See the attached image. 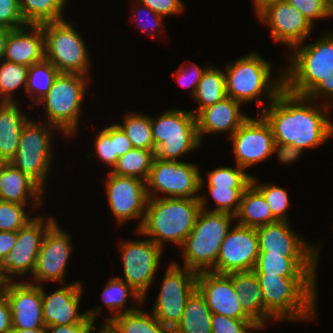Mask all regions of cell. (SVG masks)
Wrapping results in <instances>:
<instances>
[{"label":"cell","instance_id":"obj_1","mask_svg":"<svg viewBox=\"0 0 333 333\" xmlns=\"http://www.w3.org/2000/svg\"><path fill=\"white\" fill-rule=\"evenodd\" d=\"M260 113L270 124L275 143L316 148L333 136V122L324 104L283 88ZM328 110V111H327Z\"/></svg>","mask_w":333,"mask_h":333},{"label":"cell","instance_id":"obj_2","mask_svg":"<svg viewBox=\"0 0 333 333\" xmlns=\"http://www.w3.org/2000/svg\"><path fill=\"white\" fill-rule=\"evenodd\" d=\"M290 50L288 68L283 71L284 88L290 93L307 96L333 107V33L316 42L296 45ZM292 51V52H291ZM286 71V72H285ZM330 100V101H329Z\"/></svg>","mask_w":333,"mask_h":333},{"label":"cell","instance_id":"obj_3","mask_svg":"<svg viewBox=\"0 0 333 333\" xmlns=\"http://www.w3.org/2000/svg\"><path fill=\"white\" fill-rule=\"evenodd\" d=\"M256 275L265 296V310L275 321L316 319L317 277Z\"/></svg>","mask_w":333,"mask_h":333},{"label":"cell","instance_id":"obj_4","mask_svg":"<svg viewBox=\"0 0 333 333\" xmlns=\"http://www.w3.org/2000/svg\"><path fill=\"white\" fill-rule=\"evenodd\" d=\"M200 210L199 198H148L143 222L136 233L150 236L162 249L165 241L176 244L180 249Z\"/></svg>","mask_w":333,"mask_h":333},{"label":"cell","instance_id":"obj_5","mask_svg":"<svg viewBox=\"0 0 333 333\" xmlns=\"http://www.w3.org/2000/svg\"><path fill=\"white\" fill-rule=\"evenodd\" d=\"M201 210L195 225L180 249L183 266L196 273L211 271L216 265L220 246L232 227L235 215L206 210L207 197H199Z\"/></svg>","mask_w":333,"mask_h":333},{"label":"cell","instance_id":"obj_6","mask_svg":"<svg viewBox=\"0 0 333 333\" xmlns=\"http://www.w3.org/2000/svg\"><path fill=\"white\" fill-rule=\"evenodd\" d=\"M271 69V62L256 52L248 53L227 64L224 70L227 97L241 104L256 99L259 107L264 104L260 95L265 93L264 96H267L265 98L268 100L266 102L271 103L284 88L283 72L279 78L272 79Z\"/></svg>","mask_w":333,"mask_h":333},{"label":"cell","instance_id":"obj_7","mask_svg":"<svg viewBox=\"0 0 333 333\" xmlns=\"http://www.w3.org/2000/svg\"><path fill=\"white\" fill-rule=\"evenodd\" d=\"M90 79L78 73H59L53 85L38 104H44L47 122L66 137L78 131L81 106Z\"/></svg>","mask_w":333,"mask_h":333},{"label":"cell","instance_id":"obj_8","mask_svg":"<svg viewBox=\"0 0 333 333\" xmlns=\"http://www.w3.org/2000/svg\"><path fill=\"white\" fill-rule=\"evenodd\" d=\"M155 157L179 161V157L201 145L196 116L189 110L170 109L151 118Z\"/></svg>","mask_w":333,"mask_h":333},{"label":"cell","instance_id":"obj_9","mask_svg":"<svg viewBox=\"0 0 333 333\" xmlns=\"http://www.w3.org/2000/svg\"><path fill=\"white\" fill-rule=\"evenodd\" d=\"M45 59L60 73L90 74V55L81 35L65 19L41 24ZM87 74V75H86Z\"/></svg>","mask_w":333,"mask_h":333},{"label":"cell","instance_id":"obj_10","mask_svg":"<svg viewBox=\"0 0 333 333\" xmlns=\"http://www.w3.org/2000/svg\"><path fill=\"white\" fill-rule=\"evenodd\" d=\"M50 126V127H49ZM48 127V128H47ZM57 127L29 119L23 126L19 145L9 161L14 167L34 180L43 190L52 166V132ZM54 128V129H52Z\"/></svg>","mask_w":333,"mask_h":333},{"label":"cell","instance_id":"obj_11","mask_svg":"<svg viewBox=\"0 0 333 333\" xmlns=\"http://www.w3.org/2000/svg\"><path fill=\"white\" fill-rule=\"evenodd\" d=\"M200 179L197 164L155 157L145 181L147 195L148 198H157V193L161 192L165 198H199Z\"/></svg>","mask_w":333,"mask_h":333},{"label":"cell","instance_id":"obj_12","mask_svg":"<svg viewBox=\"0 0 333 333\" xmlns=\"http://www.w3.org/2000/svg\"><path fill=\"white\" fill-rule=\"evenodd\" d=\"M165 271L152 313L172 331L181 320L187 298L196 289L197 273L174 261Z\"/></svg>","mask_w":333,"mask_h":333},{"label":"cell","instance_id":"obj_13","mask_svg":"<svg viewBox=\"0 0 333 333\" xmlns=\"http://www.w3.org/2000/svg\"><path fill=\"white\" fill-rule=\"evenodd\" d=\"M54 217L35 216L17 231L16 243L0 264V282L13 281L12 275L33 274L36 259L47 230L56 222ZM10 275V276H9Z\"/></svg>","mask_w":333,"mask_h":333},{"label":"cell","instance_id":"obj_14","mask_svg":"<svg viewBox=\"0 0 333 333\" xmlns=\"http://www.w3.org/2000/svg\"><path fill=\"white\" fill-rule=\"evenodd\" d=\"M123 277L133 290L145 300L161 263L163 249L151 239L125 241L120 244Z\"/></svg>","mask_w":333,"mask_h":333},{"label":"cell","instance_id":"obj_15","mask_svg":"<svg viewBox=\"0 0 333 333\" xmlns=\"http://www.w3.org/2000/svg\"><path fill=\"white\" fill-rule=\"evenodd\" d=\"M257 116L248 117L229 138L235 164L245 170L273 155L275 140L271 126L260 113Z\"/></svg>","mask_w":333,"mask_h":333},{"label":"cell","instance_id":"obj_16","mask_svg":"<svg viewBox=\"0 0 333 333\" xmlns=\"http://www.w3.org/2000/svg\"><path fill=\"white\" fill-rule=\"evenodd\" d=\"M256 15L270 27L272 38L290 49L305 42L313 31L312 24L286 0L268 3Z\"/></svg>","mask_w":333,"mask_h":333},{"label":"cell","instance_id":"obj_17","mask_svg":"<svg viewBox=\"0 0 333 333\" xmlns=\"http://www.w3.org/2000/svg\"><path fill=\"white\" fill-rule=\"evenodd\" d=\"M108 175L105 189L111 212L120 224L141 217L136 228L138 230L143 222L148 201L145 181L110 172Z\"/></svg>","mask_w":333,"mask_h":333},{"label":"cell","instance_id":"obj_18","mask_svg":"<svg viewBox=\"0 0 333 333\" xmlns=\"http://www.w3.org/2000/svg\"><path fill=\"white\" fill-rule=\"evenodd\" d=\"M259 254L256 228L236 224L224 238L216 265L211 270L219 274L253 270Z\"/></svg>","mask_w":333,"mask_h":333},{"label":"cell","instance_id":"obj_19","mask_svg":"<svg viewBox=\"0 0 333 333\" xmlns=\"http://www.w3.org/2000/svg\"><path fill=\"white\" fill-rule=\"evenodd\" d=\"M70 238L57 221L47 230L32 274L35 285L36 282H65L67 262L73 251Z\"/></svg>","mask_w":333,"mask_h":333},{"label":"cell","instance_id":"obj_20","mask_svg":"<svg viewBox=\"0 0 333 333\" xmlns=\"http://www.w3.org/2000/svg\"><path fill=\"white\" fill-rule=\"evenodd\" d=\"M0 291L6 296L12 313V326L19 329L46 327L42 314L40 284L27 281H6Z\"/></svg>","mask_w":333,"mask_h":333},{"label":"cell","instance_id":"obj_21","mask_svg":"<svg viewBox=\"0 0 333 333\" xmlns=\"http://www.w3.org/2000/svg\"><path fill=\"white\" fill-rule=\"evenodd\" d=\"M259 252L282 255L289 258H317L319 247L303 239L293 231L289 221H276L256 228Z\"/></svg>","mask_w":333,"mask_h":333},{"label":"cell","instance_id":"obj_22","mask_svg":"<svg viewBox=\"0 0 333 333\" xmlns=\"http://www.w3.org/2000/svg\"><path fill=\"white\" fill-rule=\"evenodd\" d=\"M196 289L205 298L211 313L235 319H251L243 311L241 299L227 274L212 271L197 273Z\"/></svg>","mask_w":333,"mask_h":333},{"label":"cell","instance_id":"obj_23","mask_svg":"<svg viewBox=\"0 0 333 333\" xmlns=\"http://www.w3.org/2000/svg\"><path fill=\"white\" fill-rule=\"evenodd\" d=\"M81 285L79 281L73 282V284L60 287L49 295L45 293L44 287L41 285L42 314L46 327L76 324L87 316V312L80 314L78 312L83 291Z\"/></svg>","mask_w":333,"mask_h":333},{"label":"cell","instance_id":"obj_24","mask_svg":"<svg viewBox=\"0 0 333 333\" xmlns=\"http://www.w3.org/2000/svg\"><path fill=\"white\" fill-rule=\"evenodd\" d=\"M241 103L226 97L214 105L202 109L196 115L197 134L202 144L204 134L228 133L229 138L249 117L241 112Z\"/></svg>","mask_w":333,"mask_h":333},{"label":"cell","instance_id":"obj_25","mask_svg":"<svg viewBox=\"0 0 333 333\" xmlns=\"http://www.w3.org/2000/svg\"><path fill=\"white\" fill-rule=\"evenodd\" d=\"M44 58V33L41 25L27 24L11 30L4 60L29 67Z\"/></svg>","mask_w":333,"mask_h":333},{"label":"cell","instance_id":"obj_26","mask_svg":"<svg viewBox=\"0 0 333 333\" xmlns=\"http://www.w3.org/2000/svg\"><path fill=\"white\" fill-rule=\"evenodd\" d=\"M44 190L28 175L9 162H0V201L27 205H42ZM29 199V200H28Z\"/></svg>","mask_w":333,"mask_h":333},{"label":"cell","instance_id":"obj_27","mask_svg":"<svg viewBox=\"0 0 333 333\" xmlns=\"http://www.w3.org/2000/svg\"><path fill=\"white\" fill-rule=\"evenodd\" d=\"M241 299L243 311L261 328L266 321L275 320L265 310V296L260 289L259 280L254 270L236 271L227 274Z\"/></svg>","mask_w":333,"mask_h":333},{"label":"cell","instance_id":"obj_28","mask_svg":"<svg viewBox=\"0 0 333 333\" xmlns=\"http://www.w3.org/2000/svg\"><path fill=\"white\" fill-rule=\"evenodd\" d=\"M317 258H289L259 252L253 270L256 274L283 277H317Z\"/></svg>","mask_w":333,"mask_h":333},{"label":"cell","instance_id":"obj_29","mask_svg":"<svg viewBox=\"0 0 333 333\" xmlns=\"http://www.w3.org/2000/svg\"><path fill=\"white\" fill-rule=\"evenodd\" d=\"M29 119L16 102H0V162L14 157L22 128Z\"/></svg>","mask_w":333,"mask_h":333},{"label":"cell","instance_id":"obj_30","mask_svg":"<svg viewBox=\"0 0 333 333\" xmlns=\"http://www.w3.org/2000/svg\"><path fill=\"white\" fill-rule=\"evenodd\" d=\"M237 224L257 228L278 221L262 193L251 183L242 193Z\"/></svg>","mask_w":333,"mask_h":333},{"label":"cell","instance_id":"obj_31","mask_svg":"<svg viewBox=\"0 0 333 333\" xmlns=\"http://www.w3.org/2000/svg\"><path fill=\"white\" fill-rule=\"evenodd\" d=\"M211 315L205 298L195 289L187 298L181 320L171 333H212Z\"/></svg>","mask_w":333,"mask_h":333},{"label":"cell","instance_id":"obj_32","mask_svg":"<svg viewBox=\"0 0 333 333\" xmlns=\"http://www.w3.org/2000/svg\"><path fill=\"white\" fill-rule=\"evenodd\" d=\"M108 324L114 333H171L154 315L145 313L135 306L125 309Z\"/></svg>","mask_w":333,"mask_h":333},{"label":"cell","instance_id":"obj_33","mask_svg":"<svg viewBox=\"0 0 333 333\" xmlns=\"http://www.w3.org/2000/svg\"><path fill=\"white\" fill-rule=\"evenodd\" d=\"M227 97L224 70L208 66L204 71L193 99L199 108L191 112L196 116L202 109L214 105Z\"/></svg>","mask_w":333,"mask_h":333},{"label":"cell","instance_id":"obj_34","mask_svg":"<svg viewBox=\"0 0 333 333\" xmlns=\"http://www.w3.org/2000/svg\"><path fill=\"white\" fill-rule=\"evenodd\" d=\"M67 0H18L21 15L26 24L41 25L64 20Z\"/></svg>","mask_w":333,"mask_h":333},{"label":"cell","instance_id":"obj_35","mask_svg":"<svg viewBox=\"0 0 333 333\" xmlns=\"http://www.w3.org/2000/svg\"><path fill=\"white\" fill-rule=\"evenodd\" d=\"M155 158V150L133 148L117 159L110 173L147 180Z\"/></svg>","mask_w":333,"mask_h":333},{"label":"cell","instance_id":"obj_36","mask_svg":"<svg viewBox=\"0 0 333 333\" xmlns=\"http://www.w3.org/2000/svg\"><path fill=\"white\" fill-rule=\"evenodd\" d=\"M59 73L58 69L45 58L29 66L25 92L31 96V101L33 100L38 105V102L44 98L52 87L54 79Z\"/></svg>","mask_w":333,"mask_h":333},{"label":"cell","instance_id":"obj_37","mask_svg":"<svg viewBox=\"0 0 333 333\" xmlns=\"http://www.w3.org/2000/svg\"><path fill=\"white\" fill-rule=\"evenodd\" d=\"M122 124H117L130 140L133 148L155 150L152 139L151 116L129 112Z\"/></svg>","mask_w":333,"mask_h":333},{"label":"cell","instance_id":"obj_38","mask_svg":"<svg viewBox=\"0 0 333 333\" xmlns=\"http://www.w3.org/2000/svg\"><path fill=\"white\" fill-rule=\"evenodd\" d=\"M131 296L135 302H138L139 304L143 303V299L140 297V295L125 281L119 277L110 278L102 292L103 304L107 306V309H110V312H113V316H108L106 323H108L112 318L123 313L122 308H125L124 305L127 303L128 297Z\"/></svg>","mask_w":333,"mask_h":333},{"label":"cell","instance_id":"obj_39","mask_svg":"<svg viewBox=\"0 0 333 333\" xmlns=\"http://www.w3.org/2000/svg\"><path fill=\"white\" fill-rule=\"evenodd\" d=\"M28 67L2 60L0 62V102H17L13 94L21 86L26 88Z\"/></svg>","mask_w":333,"mask_h":333},{"label":"cell","instance_id":"obj_40","mask_svg":"<svg viewBox=\"0 0 333 333\" xmlns=\"http://www.w3.org/2000/svg\"><path fill=\"white\" fill-rule=\"evenodd\" d=\"M235 164L233 167H218L215 170L209 171L207 174V182L200 179V189L203 188L204 183L208 186L217 187H248L251 184L252 175L245 172Z\"/></svg>","mask_w":333,"mask_h":333},{"label":"cell","instance_id":"obj_41","mask_svg":"<svg viewBox=\"0 0 333 333\" xmlns=\"http://www.w3.org/2000/svg\"><path fill=\"white\" fill-rule=\"evenodd\" d=\"M252 176L251 183L262 193L273 216L278 221H289L287 214L290 200L288 192L282 187L272 184H261Z\"/></svg>","mask_w":333,"mask_h":333},{"label":"cell","instance_id":"obj_42","mask_svg":"<svg viewBox=\"0 0 333 333\" xmlns=\"http://www.w3.org/2000/svg\"><path fill=\"white\" fill-rule=\"evenodd\" d=\"M247 187L208 186L216 207L211 212H226L236 215L240 208L241 196Z\"/></svg>","mask_w":333,"mask_h":333},{"label":"cell","instance_id":"obj_43","mask_svg":"<svg viewBox=\"0 0 333 333\" xmlns=\"http://www.w3.org/2000/svg\"><path fill=\"white\" fill-rule=\"evenodd\" d=\"M13 202L0 201V231L17 232L34 217H30L24 207Z\"/></svg>","mask_w":333,"mask_h":333},{"label":"cell","instance_id":"obj_44","mask_svg":"<svg viewBox=\"0 0 333 333\" xmlns=\"http://www.w3.org/2000/svg\"><path fill=\"white\" fill-rule=\"evenodd\" d=\"M211 329L212 333H251L261 328L252 319H235L212 313Z\"/></svg>","mask_w":333,"mask_h":333},{"label":"cell","instance_id":"obj_45","mask_svg":"<svg viewBox=\"0 0 333 333\" xmlns=\"http://www.w3.org/2000/svg\"><path fill=\"white\" fill-rule=\"evenodd\" d=\"M291 6L299 10L314 26L316 19L333 17L328 0H286Z\"/></svg>","mask_w":333,"mask_h":333},{"label":"cell","instance_id":"obj_46","mask_svg":"<svg viewBox=\"0 0 333 333\" xmlns=\"http://www.w3.org/2000/svg\"><path fill=\"white\" fill-rule=\"evenodd\" d=\"M95 135L94 149L97 157L113 168L119 157L115 154L114 140H111V125Z\"/></svg>","mask_w":333,"mask_h":333},{"label":"cell","instance_id":"obj_47","mask_svg":"<svg viewBox=\"0 0 333 333\" xmlns=\"http://www.w3.org/2000/svg\"><path fill=\"white\" fill-rule=\"evenodd\" d=\"M25 25L18 0H0V26L17 29Z\"/></svg>","mask_w":333,"mask_h":333},{"label":"cell","instance_id":"obj_48","mask_svg":"<svg viewBox=\"0 0 333 333\" xmlns=\"http://www.w3.org/2000/svg\"><path fill=\"white\" fill-rule=\"evenodd\" d=\"M189 64L190 66L188 68L185 67V65L182 66L181 64L177 71H173V76L174 79H177L176 81L179 83V85L183 86L184 88H191L192 92L190 96L193 97L196 92L198 83L208 66L202 68L195 62Z\"/></svg>","mask_w":333,"mask_h":333},{"label":"cell","instance_id":"obj_49","mask_svg":"<svg viewBox=\"0 0 333 333\" xmlns=\"http://www.w3.org/2000/svg\"><path fill=\"white\" fill-rule=\"evenodd\" d=\"M96 306L92 310L87 311V316L76 324L54 325L46 327L48 333H89L95 326V318L100 315L101 308Z\"/></svg>","mask_w":333,"mask_h":333},{"label":"cell","instance_id":"obj_50","mask_svg":"<svg viewBox=\"0 0 333 333\" xmlns=\"http://www.w3.org/2000/svg\"><path fill=\"white\" fill-rule=\"evenodd\" d=\"M138 4L148 6L152 11L163 17L181 14L185 9L182 0H135Z\"/></svg>","mask_w":333,"mask_h":333},{"label":"cell","instance_id":"obj_51","mask_svg":"<svg viewBox=\"0 0 333 333\" xmlns=\"http://www.w3.org/2000/svg\"><path fill=\"white\" fill-rule=\"evenodd\" d=\"M139 6H142V9H143V11H144V14H145V12H146V14H150V15H152L151 17L153 18V19H151V20H149L148 19V15L146 16V20H144V18H141V16H140V14L142 13V9H141V7L140 8H133V10H134V16L133 17H135L134 19H132L133 21H139L140 20V22H142V23H144V24H140V22H138L139 24H138V26H139V28L141 29V32L142 33H145V32H150V30L152 31V32H150V36H152V38L155 36V32H156V28H157V31L158 32H156L157 33V35H162L161 33H163V31H162V21L161 20H163L162 18H164L163 16H161V15H158L157 13H155L154 11H152L148 6H145V5H139ZM150 29V30H149ZM158 29H160V31L158 30ZM154 30H155V32H154ZM160 33V34H159Z\"/></svg>","mask_w":333,"mask_h":333},{"label":"cell","instance_id":"obj_52","mask_svg":"<svg viewBox=\"0 0 333 333\" xmlns=\"http://www.w3.org/2000/svg\"><path fill=\"white\" fill-rule=\"evenodd\" d=\"M303 149L294 145L275 143L272 154L276 153L278 160L283 164H290L301 157Z\"/></svg>","mask_w":333,"mask_h":333},{"label":"cell","instance_id":"obj_53","mask_svg":"<svg viewBox=\"0 0 333 333\" xmlns=\"http://www.w3.org/2000/svg\"><path fill=\"white\" fill-rule=\"evenodd\" d=\"M111 140H114L115 154L118 157L133 149L130 140L116 123L111 125Z\"/></svg>","mask_w":333,"mask_h":333},{"label":"cell","instance_id":"obj_54","mask_svg":"<svg viewBox=\"0 0 333 333\" xmlns=\"http://www.w3.org/2000/svg\"><path fill=\"white\" fill-rule=\"evenodd\" d=\"M12 327V313L6 296L0 291V333H6Z\"/></svg>","mask_w":333,"mask_h":333},{"label":"cell","instance_id":"obj_55","mask_svg":"<svg viewBox=\"0 0 333 333\" xmlns=\"http://www.w3.org/2000/svg\"><path fill=\"white\" fill-rule=\"evenodd\" d=\"M17 232L0 231V264L10 253L16 243Z\"/></svg>","mask_w":333,"mask_h":333},{"label":"cell","instance_id":"obj_56","mask_svg":"<svg viewBox=\"0 0 333 333\" xmlns=\"http://www.w3.org/2000/svg\"><path fill=\"white\" fill-rule=\"evenodd\" d=\"M11 30V28L0 26V62L4 60L6 44Z\"/></svg>","mask_w":333,"mask_h":333},{"label":"cell","instance_id":"obj_57","mask_svg":"<svg viewBox=\"0 0 333 333\" xmlns=\"http://www.w3.org/2000/svg\"><path fill=\"white\" fill-rule=\"evenodd\" d=\"M6 333H47L46 327H39L34 329H19L11 327Z\"/></svg>","mask_w":333,"mask_h":333},{"label":"cell","instance_id":"obj_58","mask_svg":"<svg viewBox=\"0 0 333 333\" xmlns=\"http://www.w3.org/2000/svg\"><path fill=\"white\" fill-rule=\"evenodd\" d=\"M277 1V0H254V9L255 13H257L260 9H262L265 5H267L270 2Z\"/></svg>","mask_w":333,"mask_h":333},{"label":"cell","instance_id":"obj_59","mask_svg":"<svg viewBox=\"0 0 333 333\" xmlns=\"http://www.w3.org/2000/svg\"><path fill=\"white\" fill-rule=\"evenodd\" d=\"M105 325L103 326V328L101 330L98 331V333H114L112 327L108 324V323H104ZM96 328H94L93 330H91L89 333H93V331H95Z\"/></svg>","mask_w":333,"mask_h":333},{"label":"cell","instance_id":"obj_60","mask_svg":"<svg viewBox=\"0 0 333 333\" xmlns=\"http://www.w3.org/2000/svg\"><path fill=\"white\" fill-rule=\"evenodd\" d=\"M329 6L333 12V0H328Z\"/></svg>","mask_w":333,"mask_h":333}]
</instances>
